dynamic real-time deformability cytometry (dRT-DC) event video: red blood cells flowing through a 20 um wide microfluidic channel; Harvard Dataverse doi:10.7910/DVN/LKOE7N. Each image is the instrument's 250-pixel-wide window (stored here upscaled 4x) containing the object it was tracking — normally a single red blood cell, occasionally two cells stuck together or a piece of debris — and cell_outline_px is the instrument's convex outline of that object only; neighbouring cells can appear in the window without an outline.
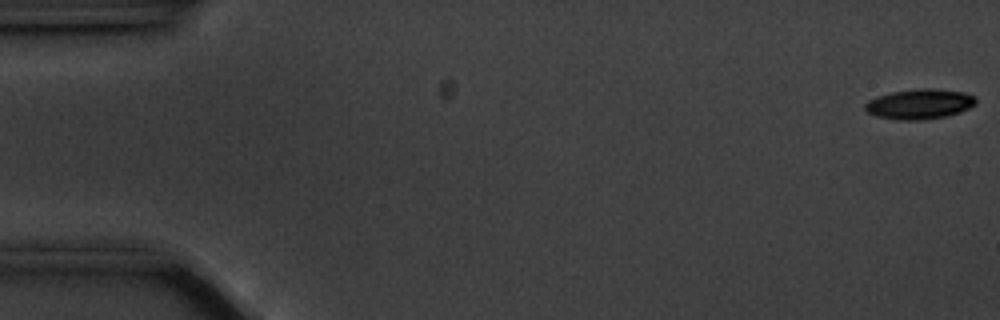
{"species": "common noctule bat (a hibernating species)", "species_latin": "Nyctalus noctula", "temperature_condition": "cold", "stored_images_in_passage": 57, "camera_frame_rate_fps": 3000, "um_per_image_px": 0.085, "animal": {"sex": "male", "body_mass_g": 20.1, "forearm_length_mm": 53.5}, "frame": {"image": 1, "passage_image": 1, "time_ms": 0.0, "image_size_px": [1000, 320], "cell_outline_px": [[976, 104], [960, 112], [944, 116], [924, 120], [896, 120], [876, 116], [868, 112], [864, 108], [864, 104], [868, 100], [876, 96], [892, 92], [920, 88], [932, 88], [964, 92], [976, 96]], "centroid_in_image_um": [78.15, 8.84], "position_along_channel_um": 6.8, "area_um2": 19.54}}
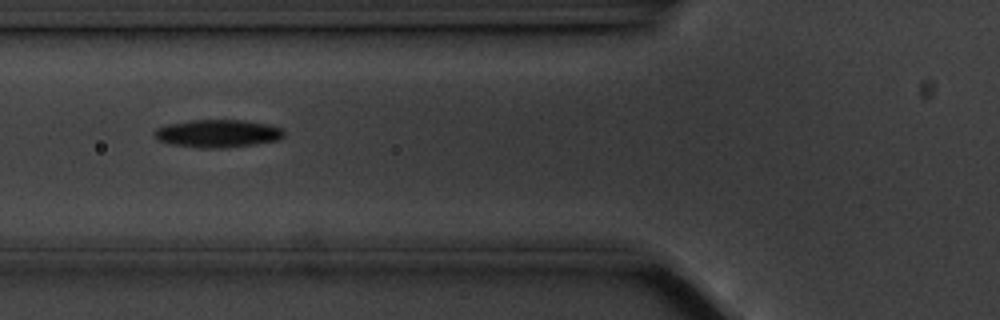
{"frame": {"image": 2, "passage_image": 21, "time_ms": 6.667, "image_size_px": [1000, 320], "cell_outline_px": [[284, 136], [280, 140], [224, 148], [200, 148], [172, 144], [156, 140], [152, 136], [152, 132], [156, 128], [168, 124], [192, 120], [244, 120], [264, 124], [280, 128], [284, 132]], "centroid_in_image_um": [18.44, 11.35], "position_along_channel_um": 107.4, "area_um2": 20.98}}
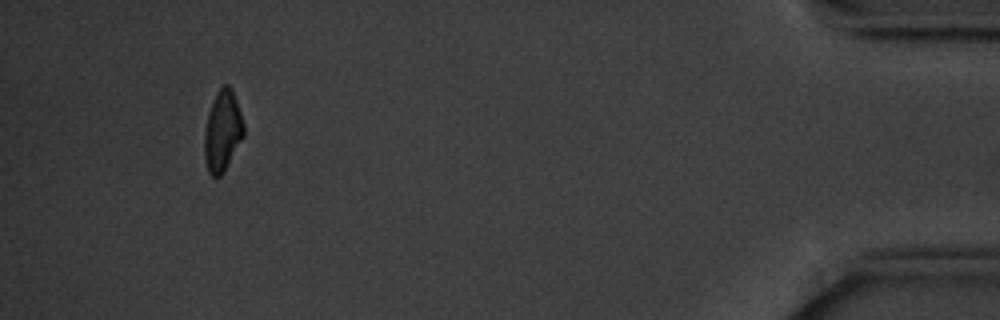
{"frame": {"image": 3, "passage_image": 53, "time_ms": 17.333, "image_size_px": [1000, 320], "cell_outline_px": [[244, 136], [224, 172], [220, 176], [212, 176], [208, 172], [204, 156], [204, 132], [208, 112], [216, 92], [224, 84], [228, 84], [232, 88], [244, 124]], "centroid_in_image_um": [18.91, 11.14], "position_along_channel_um": 416.3, "area_um2": 18.61}, "authors_computed_cell_mechanics": {"area_um2": 19.5364, "velocity_mm_per_s": 3.547, "shape_relaxation_time_tau1_ms": 2.5712, "shape_relaxation_time_tau2_ms": null, "deformation_change_tau1": 0.1231, "deformation_change_tau2": null}}